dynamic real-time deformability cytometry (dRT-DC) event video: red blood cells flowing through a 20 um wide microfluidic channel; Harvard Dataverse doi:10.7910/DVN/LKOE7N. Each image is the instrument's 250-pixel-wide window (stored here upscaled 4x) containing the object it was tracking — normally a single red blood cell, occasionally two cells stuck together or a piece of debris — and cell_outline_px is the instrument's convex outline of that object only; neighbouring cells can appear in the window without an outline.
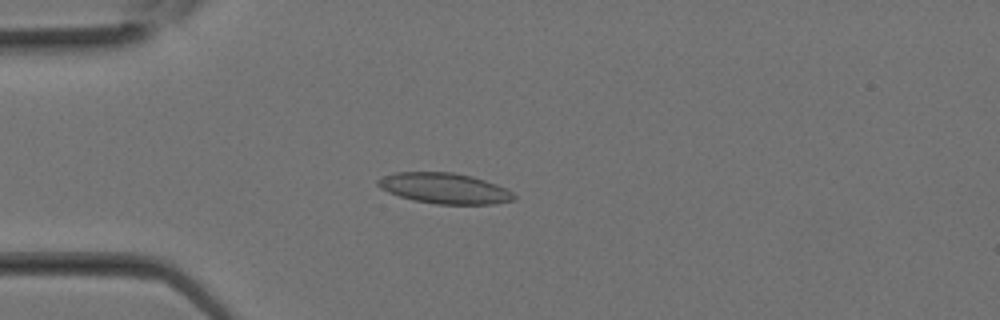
{"species": "Egyptian fruit bat (a non-hibernating species)", "species_latin": "Rousettus aegyptiacus", "temperature_condition": "room temperature", "stored_images_in_passage": 8, "camera_frame_rate_fps": 3000, "um_per_image_px": 0.085, "animal": {"sex": "female"}, "frame": {"image": 1, "passage_image": 7, "time_ms": 2.0, "image_size_px": [1000, 320], "cell_outline_px": [[516, 200], [496, 204], [436, 204], [416, 200], [400, 196], [388, 192], [380, 188], [376, 184], [376, 180], [384, 176], [396, 172], [452, 172], [472, 176], [508, 188], [516, 196]], "centroid_in_image_um": [37.82, 16.01], "position_along_channel_um": 47.2, "area_um2": 24.33}}